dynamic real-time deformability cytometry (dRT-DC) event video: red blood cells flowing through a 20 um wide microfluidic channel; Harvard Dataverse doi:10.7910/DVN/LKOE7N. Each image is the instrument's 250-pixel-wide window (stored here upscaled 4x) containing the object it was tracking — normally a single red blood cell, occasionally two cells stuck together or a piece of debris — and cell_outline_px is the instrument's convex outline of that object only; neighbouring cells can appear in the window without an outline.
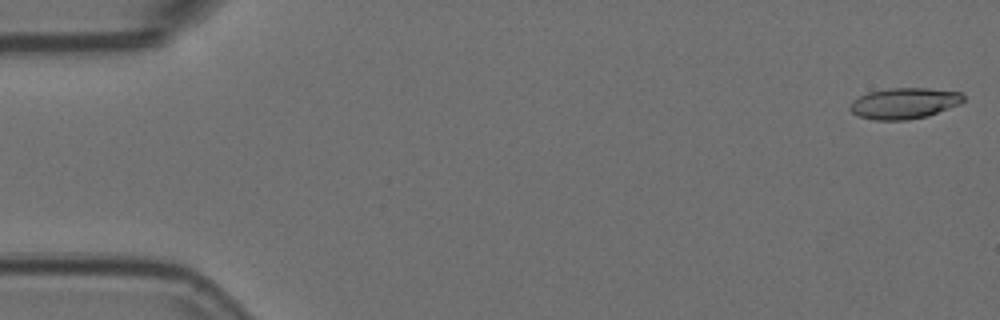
{"species": "Egyptian fruit bat (a non-hibernating species)", "species_latin": "Rousettus aegyptiacus", "temperature_condition": "room temperature", "stored_images_in_passage": 4, "camera_frame_rate_fps": 3000, "um_per_image_px": 0.085, "animal": {"sex": "female"}, "frame": {"image": 1, "passage_image": 1, "time_ms": 0.0, "image_size_px": [1000, 320], "cell_outline_px": [[964, 100], [960, 104], [928, 116], [908, 120], [872, 120], [860, 116], [852, 112], [848, 108], [852, 100], [868, 92], [888, 88], [928, 88], [960, 92], [964, 96]], "centroid_in_image_um": [76.85, 8.78], "position_along_channel_um": 8.2, "area_um2": 20.58}}